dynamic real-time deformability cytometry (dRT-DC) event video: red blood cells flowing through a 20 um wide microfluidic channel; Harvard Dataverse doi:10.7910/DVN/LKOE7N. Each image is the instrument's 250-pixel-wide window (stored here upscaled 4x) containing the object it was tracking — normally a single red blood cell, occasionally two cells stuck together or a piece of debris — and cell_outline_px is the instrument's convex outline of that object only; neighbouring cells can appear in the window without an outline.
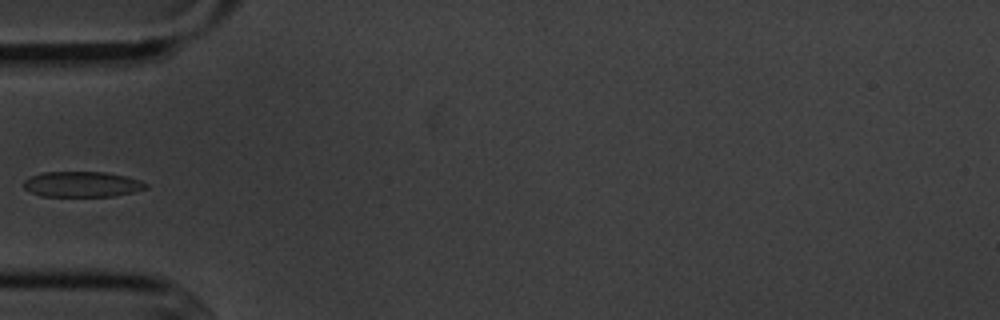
{"species": "common noctule bat (a hibernating species)", "species_latin": "Nyctalus noctula", "temperature_condition": "cold", "stored_images_in_passage": 16, "camera_frame_rate_fps": 3000, "um_per_image_px": 0.085, "animal": {"sex": "male", "body_mass_g": 20.1, "forearm_length_mm": 53.5}, "frame": {"image": 1, "passage_image": 1, "time_ms": 0.0, "image_size_px": [1000, 320], "cell_outline_px": [[148, 188], [132, 192], [112, 196], [40, 196], [24, 188], [24, 180], [32, 176], [44, 172], [104, 172], [128, 176], [140, 180], [148, 184]], "centroid_in_image_um": [7.0, 15.66], "position_along_channel_um": 78.0, "area_um2": 18.09}}
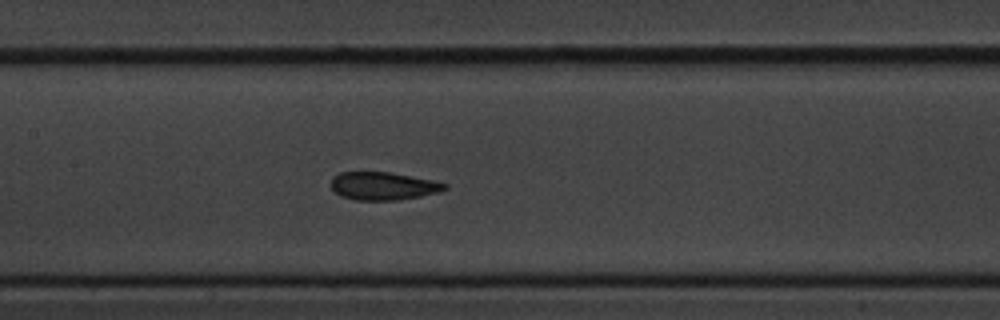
{"frame": {"image": 2, "passage_image": 9, "time_ms": 2.667, "image_size_px": [1000, 320], "cell_outline_px": [[448, 188], [440, 192], [420, 196], [396, 200], [356, 200], [340, 196], [332, 188], [332, 176], [340, 172], [392, 172], [432, 180], [448, 184]], "centroid_in_image_um": [32.58, 15.8], "position_along_channel_um": 174.8, "area_um2": 18.55}}
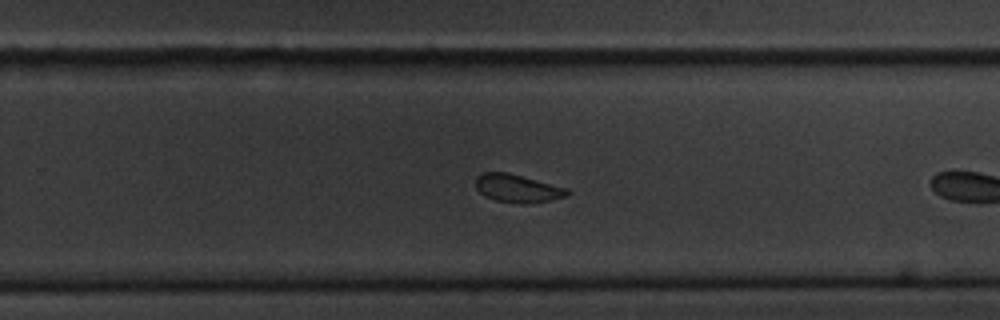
{"frame": {"image": 3, "passage_image": 15, "time_ms": 4.667, "image_size_px": [1000, 320], "cell_outline_px": [[572, 192], [568, 196], [548, 200], [524, 204], [496, 200], [484, 196], [476, 188], [476, 176], [484, 172], [508, 172], [568, 188]], "centroid_in_image_um": [44.0, 16.0], "position_along_channel_um": 285.8, "area_um2": 14.97}}